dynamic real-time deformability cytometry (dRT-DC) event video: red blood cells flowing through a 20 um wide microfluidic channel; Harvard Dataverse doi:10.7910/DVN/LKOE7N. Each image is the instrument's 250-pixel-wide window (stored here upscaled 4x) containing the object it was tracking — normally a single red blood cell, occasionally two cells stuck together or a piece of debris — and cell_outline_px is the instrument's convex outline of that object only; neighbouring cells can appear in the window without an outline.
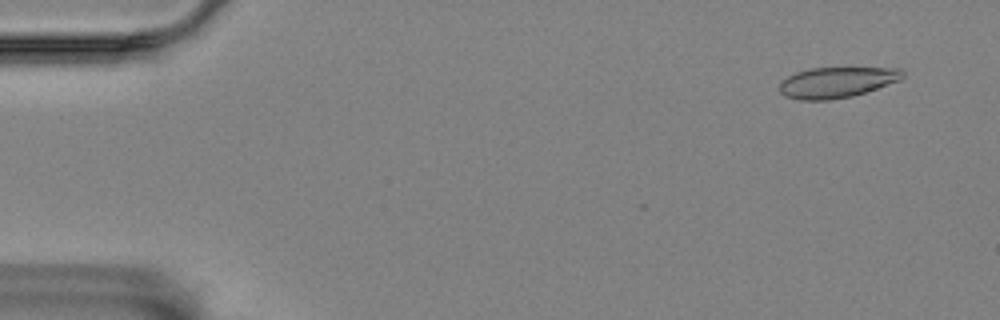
{"species": "Egyptian fruit bat (a non-hibernating species)", "species_latin": "Rousettus aegyptiacus", "temperature_condition": "room temperature", "stored_images_in_passage": 55, "camera_frame_rate_fps": 3000, "um_per_image_px": 0.085, "animal": {"sex": "female"}, "frame": {"image": 1, "passage_image": 2, "time_ms": 0.333, "image_size_px": [1000, 320], "cell_outline_px": [[904, 76], [900, 80], [852, 96], [828, 100], [800, 100], [784, 96], [780, 92], [780, 80], [796, 72], [808, 68], [900, 68], [904, 72]], "centroid_in_image_um": [71.09, 6.99], "position_along_channel_um": 13.9, "area_um2": 21.96}}
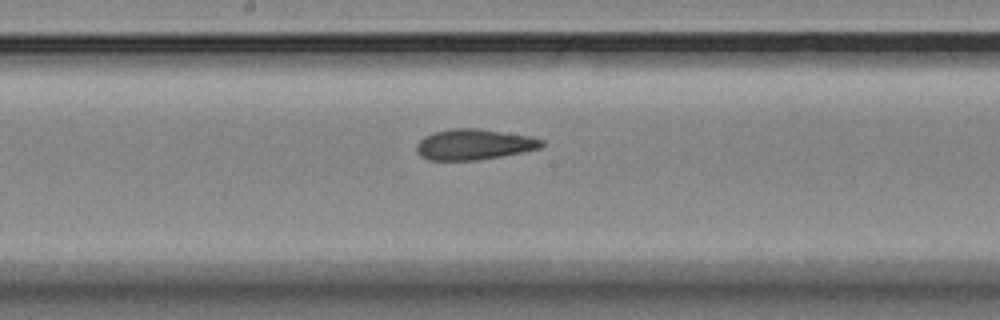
{"frame": {"image": 2, "passage_image": 28, "time_ms": 9.0, "image_size_px": [1000, 320], "cell_outline_px": [[544, 144], [540, 148], [500, 156], [476, 160], [428, 160], [420, 156], [416, 152], [416, 144], [424, 136], [432, 132], [452, 128], [476, 128], [532, 136], [544, 140]], "centroid_in_image_um": [40.25, 12.27], "position_along_channel_um": 207.9, "area_um2": 22.43}}
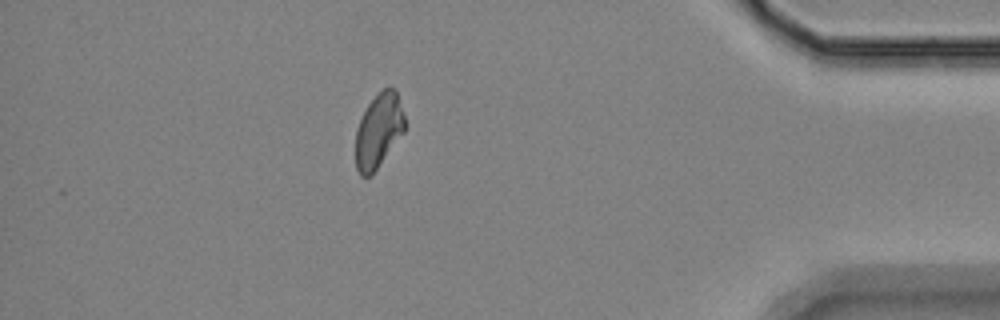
{"frame": {"image": 3, "passage_image": 48, "time_ms": 15.667, "image_size_px": [1000, 320], "cell_outline_px": [[404, 132], [372, 176], [360, 176], [356, 168], [356, 128], [368, 104], [388, 84], [396, 88], [404, 116]], "centroid_in_image_um": [32.18, 11.11], "position_along_channel_um": 403.0, "area_um2": 21.33}, "authors_computed_cell_mechanics": {"area_um2": 22.4842, "velocity_mm_per_s": 3.5265, "shape_relaxation_time_tau1_ms": 7.5542, "shape_relaxation_time_tau2_ms": 2.6351, "deformation_change_tau1": 0.1547, "deformation_change_tau2": 0.0955}}